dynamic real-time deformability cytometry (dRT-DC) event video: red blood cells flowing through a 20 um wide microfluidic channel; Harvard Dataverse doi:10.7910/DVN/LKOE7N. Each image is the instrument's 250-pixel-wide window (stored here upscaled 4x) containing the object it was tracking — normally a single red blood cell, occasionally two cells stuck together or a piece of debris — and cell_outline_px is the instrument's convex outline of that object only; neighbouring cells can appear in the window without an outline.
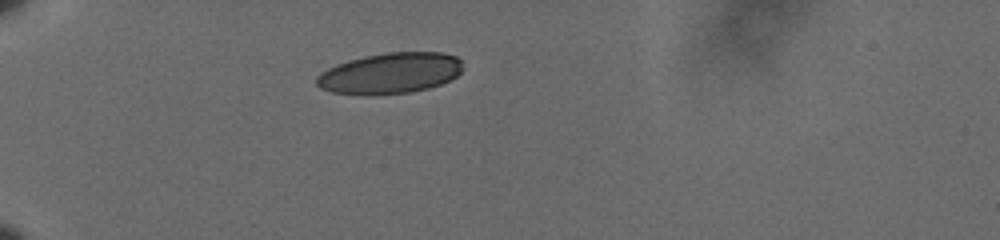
{"species": "human", "species_latin": "Homo sapiens", "temperature_condition": "cold", "stored_images_in_passage": 31, "camera_frame_rate_fps": 3000, "um_per_image_px": 0.085, "donor": {"sex": "male"}, "frame": {"image": 1, "passage_image": 1, "time_ms": 0.0, "image_size_px": [1000, 240], "cell_outline_px": [[460, 72], [456, 76], [440, 84], [428, 88], [412, 92], [376, 96], [368, 96], [332, 92], [320, 88], [316, 84], [316, 76], [328, 68], [352, 60], [368, 56], [388, 52], [440, 52], [456, 56], [460, 60]], "centroid_in_image_um": [33.14, 6.25], "position_along_channel_um": 51.9, "area_um2": 34.68}}
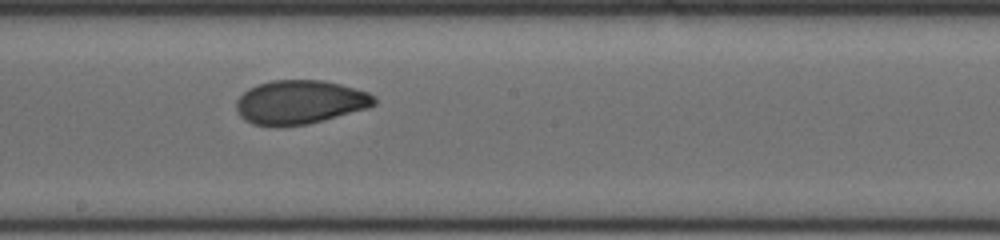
{"frame": {"image": 2, "passage_image": 16, "time_ms": 5.0, "image_size_px": [1000, 240], "cell_outline_px": [[376, 104], [368, 108], [308, 124], [252, 124], [244, 120], [240, 116], [236, 108], [236, 100], [248, 88], [256, 84], [272, 80], [324, 80], [356, 88], [368, 92], [376, 96]], "centroid_in_image_um": [25.51, 8.65], "position_along_channel_um": 222.7, "area_um2": 34.97}}
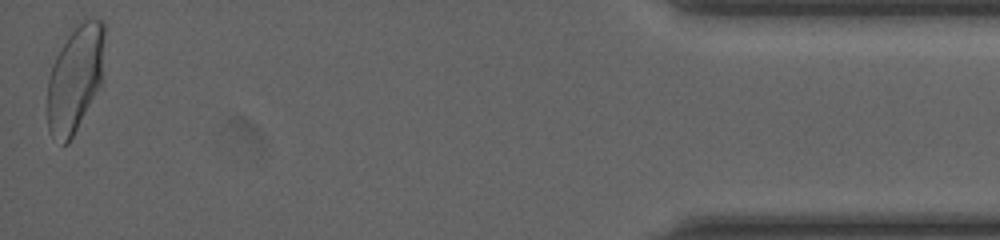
{"frame": {"image": 3, "passage_image": 31, "time_ms": 10.0, "image_size_px": [1000, 240], "cell_outline_px": [[104, 36], [100, 84], [68, 144], [64, 144], [48, 128], [48, 80], [52, 64], [56, 56], [68, 36], [84, 20], [104, 20]], "centroid_in_image_um": [6.37, 6.66], "position_along_channel_um": 428.8, "area_um2": 34.04}}